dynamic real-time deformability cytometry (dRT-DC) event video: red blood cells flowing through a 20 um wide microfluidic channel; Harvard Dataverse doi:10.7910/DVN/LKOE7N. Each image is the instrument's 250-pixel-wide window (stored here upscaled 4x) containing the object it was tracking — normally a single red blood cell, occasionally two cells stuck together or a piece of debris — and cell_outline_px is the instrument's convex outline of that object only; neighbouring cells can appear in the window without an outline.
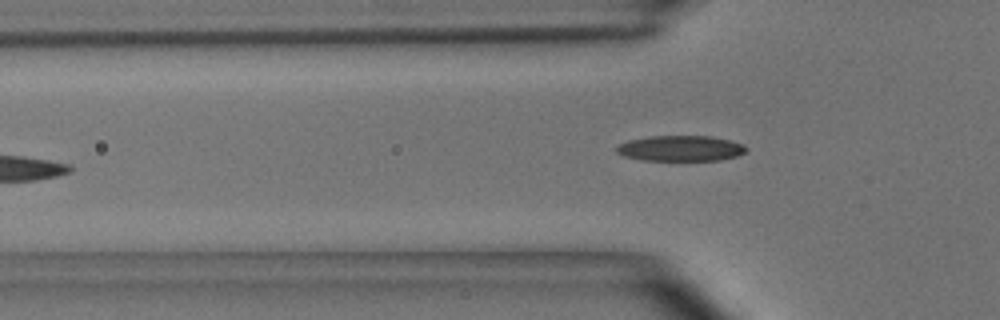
{"species": "common noctule bat (a hibernating species)", "species_latin": "Nyctalus noctula", "temperature_condition": "room temperature", "stored_images_in_passage": 4, "camera_frame_rate_fps": 3000, "um_per_image_px": 0.085, "animal": {"sex": "male", "body_mass_g": 15.6}, "frame": {"image": 1, "passage_image": 4, "time_ms": 1.0, "image_size_px": [1000, 320], "cell_outline_px": [[748, 152], [736, 156], [720, 160], [644, 160], [624, 156], [616, 152], [616, 148], [620, 144], [628, 140], [652, 136], [712, 136], [744, 144], [748, 148]], "centroid_in_image_um": [57.89, 12.61], "position_along_channel_um": 67.9, "area_um2": 19.31}}